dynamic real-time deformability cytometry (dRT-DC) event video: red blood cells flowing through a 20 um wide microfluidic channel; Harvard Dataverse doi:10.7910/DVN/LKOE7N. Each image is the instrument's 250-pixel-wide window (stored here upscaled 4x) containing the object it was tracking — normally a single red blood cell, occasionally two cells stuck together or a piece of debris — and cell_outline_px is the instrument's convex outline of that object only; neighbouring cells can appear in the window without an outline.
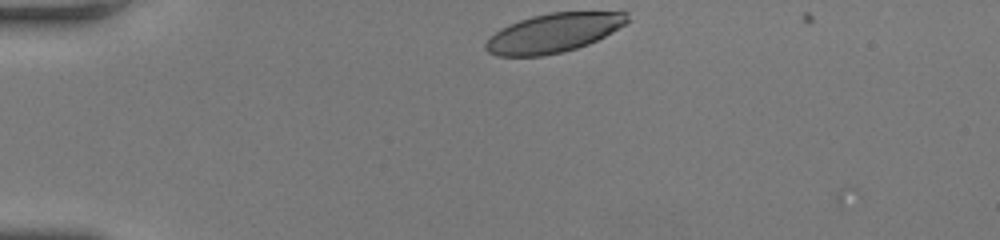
{"species": "human", "species_latin": "Homo sapiens", "temperature_condition": "room temperature", "stored_images_in_passage": 3, "camera_frame_rate_fps": 3000, "um_per_image_px": 0.085, "donor": {"sex": "female"}, "frame": {"image": 1, "passage_image": 1, "time_ms": 0.0, "image_size_px": [1000, 240], "cell_outline_px": [[632, 20], [612, 32], [588, 44], [564, 52], [544, 56], [496, 56], [488, 52], [484, 48], [484, 44], [500, 28], [508, 24], [532, 16], [552, 12], [628, 12]], "centroid_in_image_um": [47.06, 2.8], "position_along_channel_um": 37.9, "area_um2": 32.25}}